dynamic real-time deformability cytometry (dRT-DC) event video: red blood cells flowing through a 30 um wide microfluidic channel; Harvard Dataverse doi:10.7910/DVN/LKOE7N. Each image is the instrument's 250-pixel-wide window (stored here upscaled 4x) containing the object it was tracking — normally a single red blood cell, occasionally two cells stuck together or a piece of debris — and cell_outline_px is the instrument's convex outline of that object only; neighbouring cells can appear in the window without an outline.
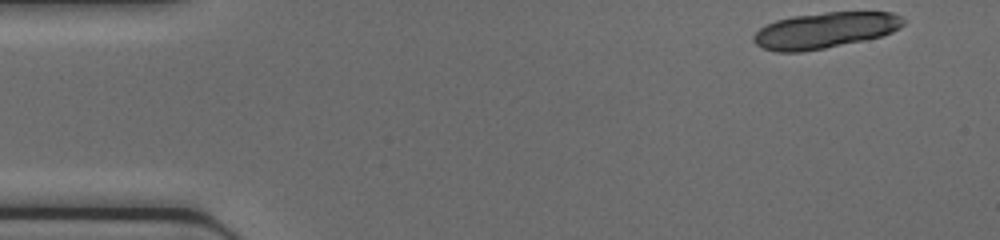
{"species": "common noctule bat (a hibernating species)", "species_latin": "Nyctalus noctula", "temperature_condition": "cold", "stored_images_in_passage": 13, "camera_frame_rate_fps": 3000, "um_per_image_px": 0.085, "animal": {"sex": "female", "body_mass_g": 17.0, "forearm_length_mm": 48.0}, "frame": {"image": 1, "passage_image": 1, "time_ms": 0.0, "image_size_px": [1000, 240], "cell_outline_px": [[904, 24], [900, 28], [892, 32], [880, 36], [864, 40], [824, 48], [800, 52], [776, 52], [764, 48], [756, 44], [752, 40], [752, 36], [760, 28], [776, 20], [792, 16], [824, 12], [892, 12], [900, 16], [904, 20]], "centroid_in_image_um": [70.11, 2.57], "position_along_channel_um": 14.9, "area_um2": 31.27}}